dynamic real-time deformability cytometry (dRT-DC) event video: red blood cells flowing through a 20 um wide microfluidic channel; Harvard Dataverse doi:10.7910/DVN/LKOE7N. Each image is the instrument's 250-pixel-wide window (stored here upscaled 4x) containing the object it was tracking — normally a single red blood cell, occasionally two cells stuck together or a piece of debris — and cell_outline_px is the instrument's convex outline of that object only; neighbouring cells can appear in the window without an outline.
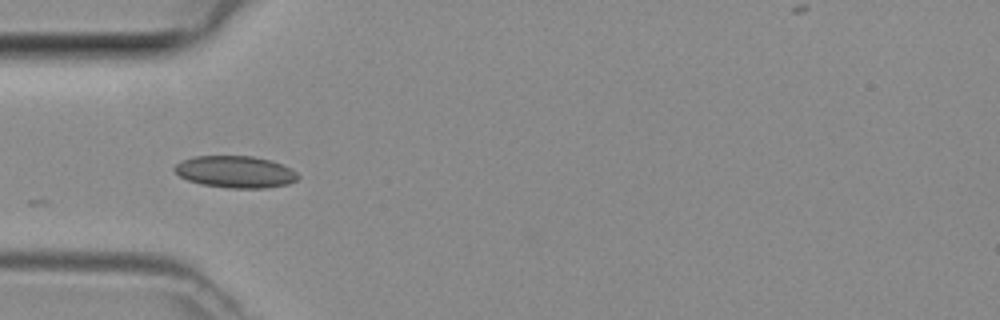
{"species": "common noctule bat (a hibernating species)", "species_latin": "Nyctalus noctula", "temperature_condition": "room temperature", "stored_images_in_passage": 26, "camera_frame_rate_fps": 3000, "um_per_image_px": 0.085, "animal": {"sex": "female", "body_mass_g": 29.2, "forearm_length_mm": 56.3}, "frame": {"image": 1, "passage_image": 1, "time_ms": 0.0, "image_size_px": [1000, 320], "cell_outline_px": [[300, 176], [296, 180], [288, 184], [264, 188], [228, 188], [200, 184], [188, 180], [180, 176], [172, 168], [180, 160], [192, 156], [252, 156], [268, 160], [292, 168]], "centroid_in_image_um": [19.98, 14.6], "position_along_channel_um": 65.0, "area_um2": 23.0}}
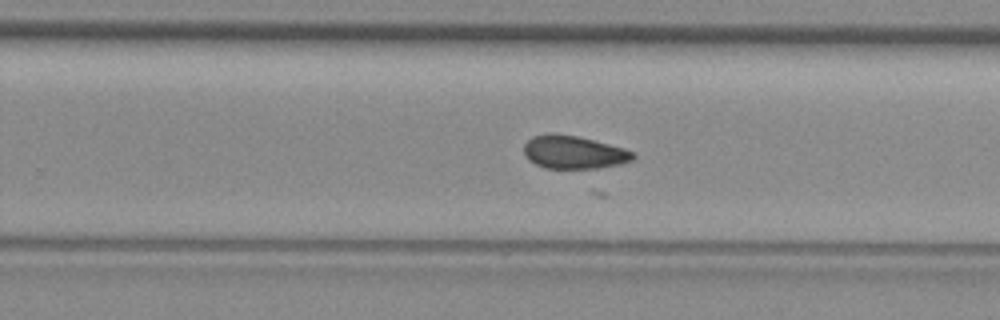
{"frame": {"image": 2, "passage_image": 16, "time_ms": 5.0, "image_size_px": [1000, 320], "cell_outline_px": [[636, 156], [632, 160], [620, 164], [600, 168], [544, 168], [528, 160], [524, 156], [524, 144], [532, 136], [548, 132], [556, 132], [576, 136], [624, 148], [636, 152]], "centroid_in_image_um": [48.74, 12.93], "position_along_channel_um": 281.1, "area_um2": 21.27}}
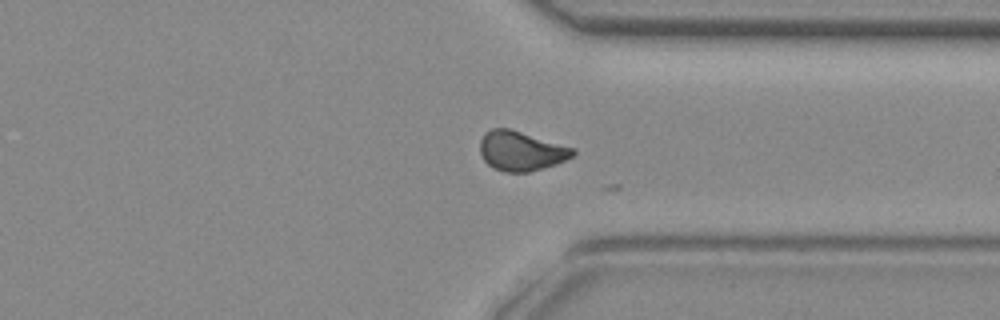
{"frame": {"image": 3, "passage_image": 22, "time_ms": 7.0, "image_size_px": [1000, 320], "cell_outline_px": [[576, 152], [572, 156], [556, 164], [528, 172], [504, 172], [492, 168], [484, 160], [480, 152], [480, 140], [484, 132], [492, 128], [508, 128], [576, 148]], "centroid_in_image_um": [44.27, 12.83], "position_along_channel_um": 367.1, "area_um2": 21.44}}